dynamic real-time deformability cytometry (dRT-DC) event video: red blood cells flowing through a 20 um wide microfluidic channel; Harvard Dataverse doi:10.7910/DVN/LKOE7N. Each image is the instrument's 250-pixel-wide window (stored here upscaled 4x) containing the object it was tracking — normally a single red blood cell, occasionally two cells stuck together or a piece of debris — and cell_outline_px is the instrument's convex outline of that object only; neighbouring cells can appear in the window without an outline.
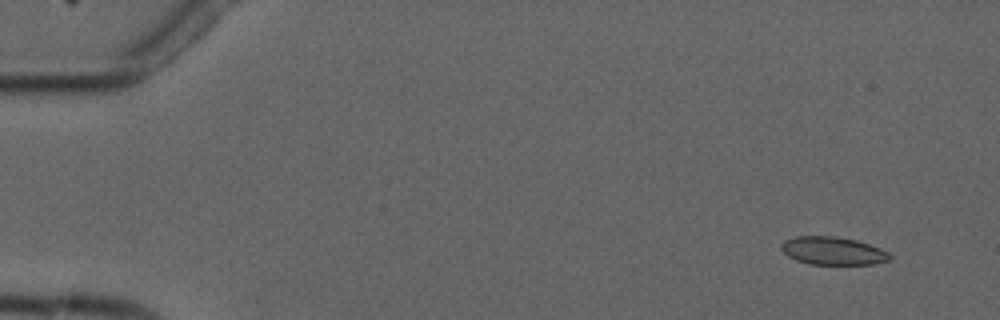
{"species": "common noctule bat (a hibernating species)", "species_latin": "Nyctalus noctula", "temperature_condition": "cold", "stored_images_in_passage": 2, "camera_frame_rate_fps": 3000, "um_per_image_px": 0.085, "animal": {"sex": "male", "forearm_length_mm": 52.5}, "frame": {"image": 1, "passage_image": 1, "time_ms": 0.0, "image_size_px": [1000, 320], "cell_outline_px": [[892, 260], [872, 264], [808, 264], [796, 260], [788, 256], [780, 248], [780, 244], [784, 240], [796, 236], [836, 236], [856, 240], [880, 248], [888, 252], [892, 256]], "centroid_in_image_um": [70.79, 21.32], "position_along_channel_um": 14.2, "area_um2": 17.8}}
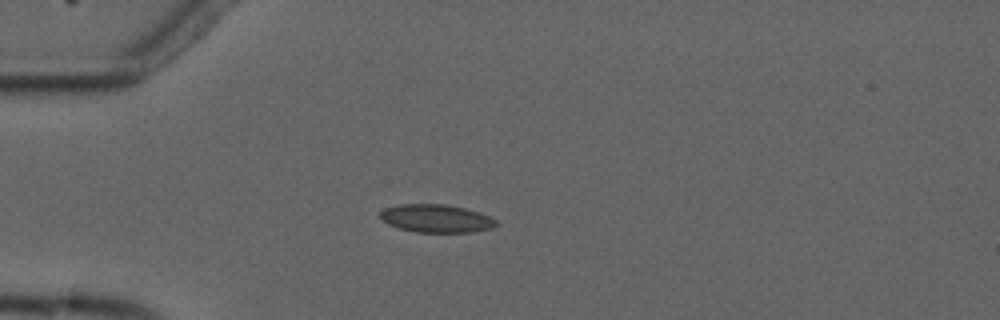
{"frame": {"image": 2, "passage_image": 2, "time_ms": 3.667, "image_size_px": [1000, 320], "cell_outline_px": [[496, 224], [492, 228], [472, 232], [416, 232], [400, 228], [388, 224], [380, 216], [380, 212], [384, 208], [396, 204], [448, 204], [480, 212], [496, 220]], "centroid_in_image_um": [37.07, 18.56], "position_along_channel_um": 47.9, "area_um2": 18.9}}